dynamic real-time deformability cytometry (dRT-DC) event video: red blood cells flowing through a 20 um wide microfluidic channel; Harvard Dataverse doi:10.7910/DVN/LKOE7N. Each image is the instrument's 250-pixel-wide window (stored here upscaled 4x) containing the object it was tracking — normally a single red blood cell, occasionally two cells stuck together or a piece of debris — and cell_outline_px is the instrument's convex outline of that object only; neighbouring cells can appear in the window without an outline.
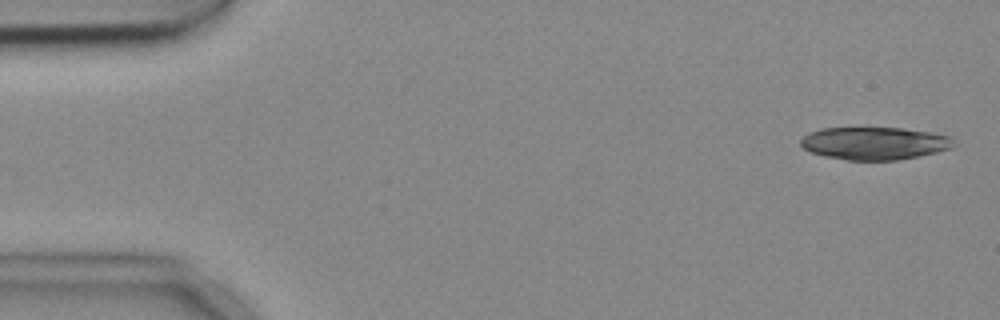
{"species": "common noctule bat (a hibernating species)", "species_latin": "Nyctalus noctula", "temperature_condition": "cold", "stored_images_in_passage": 8, "camera_frame_rate_fps": 3000, "um_per_image_px": 0.085, "animal": {"sex": "female", "body_mass_g": 18.4}, "frame": {"image": 1, "passage_image": 1, "time_ms": 0.0, "image_size_px": [1000, 320], "cell_outline_px": [[956, 144], [952, 148], [936, 152], [896, 160], [848, 160], [824, 156], [808, 152], [800, 144], [800, 140], [808, 132], [820, 128], [904, 128], [932, 132], [952, 136]], "centroid_in_image_um": [74.33, 12.17], "position_along_channel_um": 10.7, "area_um2": 29.36}}
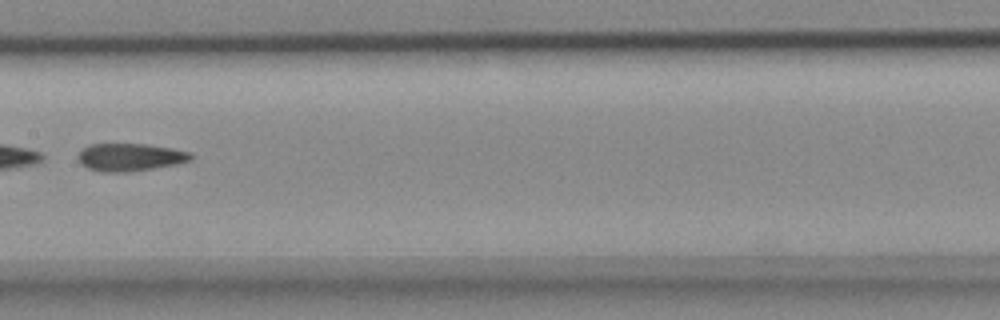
{"frame": {"image": 2, "passage_image": 8, "time_ms": 2.333, "image_size_px": [1000, 320], "cell_outline_px": [[192, 160], [176, 164], [128, 172], [100, 172], [88, 168], [80, 164], [76, 156], [88, 144], [148, 144], [172, 148], [188, 152], [192, 156]], "centroid_in_image_um": [11.01, 13.36], "position_along_channel_um": 196.4, "area_um2": 18.21}}